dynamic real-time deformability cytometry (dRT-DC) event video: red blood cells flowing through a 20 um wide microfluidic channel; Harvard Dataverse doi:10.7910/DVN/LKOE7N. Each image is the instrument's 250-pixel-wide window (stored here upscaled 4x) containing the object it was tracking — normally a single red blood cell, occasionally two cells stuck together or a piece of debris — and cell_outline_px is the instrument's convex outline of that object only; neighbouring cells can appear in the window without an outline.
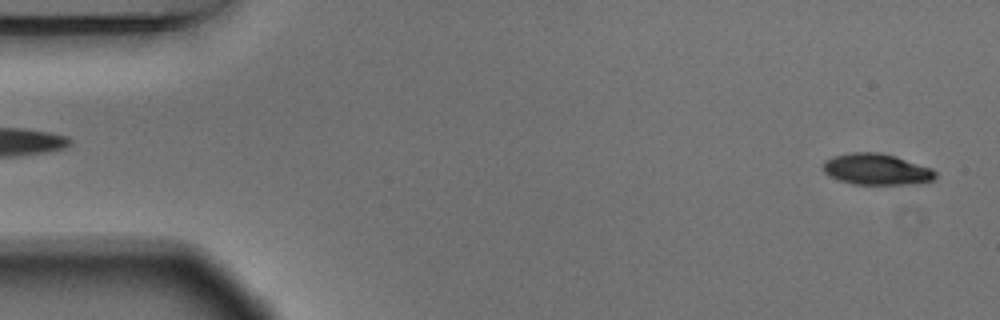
{"species": "Egyptian fruit bat (a non-hibernating species)", "species_latin": "Rousettus aegyptiacus", "temperature_condition": "warm", "stored_images_in_passage": 54, "camera_frame_rate_fps": 3000, "um_per_image_px": 0.085, "animal": {"sex": "male"}, "frame": {"image": 1, "passage_image": 2, "time_ms": 0.333, "image_size_px": [1000, 320], "cell_outline_px": [[936, 176], [932, 180], [908, 184], [852, 184], [828, 176], [824, 172], [824, 160], [832, 156], [848, 152], [880, 152], [896, 156], [932, 168], [936, 172]], "centroid_in_image_um": [74.47, 14.37], "position_along_channel_um": 10.5, "area_um2": 20.46}}
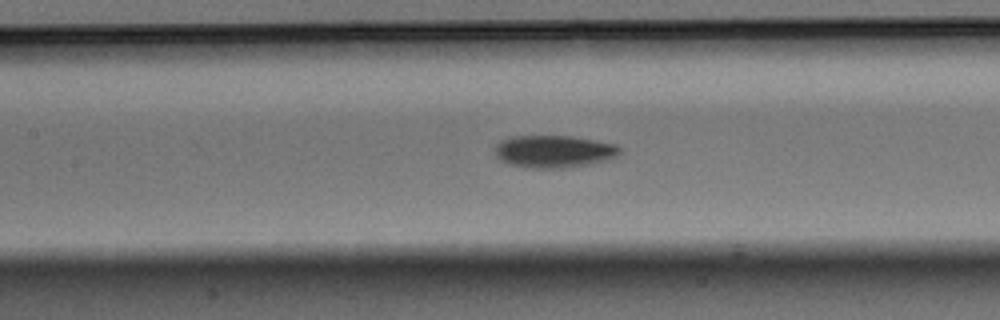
{"frame": {"image": 2, "passage_image": 24, "time_ms": 7.667, "image_size_px": [1000, 320], "cell_outline_px": [[620, 152], [616, 156], [592, 164], [564, 168], [528, 168], [508, 164], [500, 160], [496, 156], [496, 144], [500, 140], [512, 136], [572, 136], [616, 144], [620, 148]], "centroid_in_image_um": [47.05, 12.87], "position_along_channel_um": 160.3, "area_um2": 23.64}}
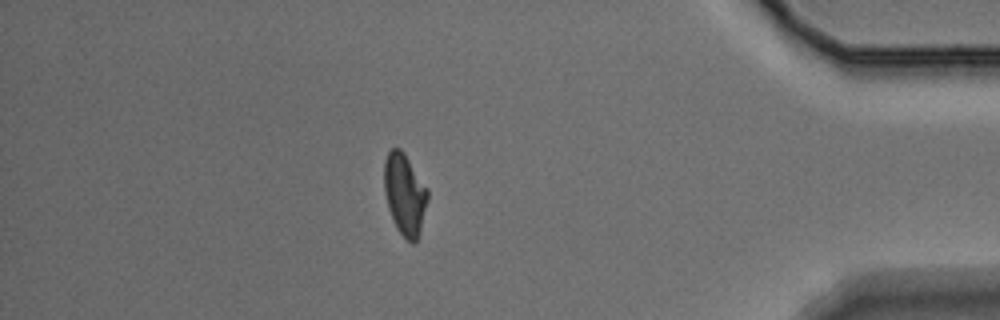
{"frame": {"image": 3, "passage_image": 47, "time_ms": 15.333, "image_size_px": [1000, 320], "cell_outline_px": [[428, 200], [420, 232], [416, 244], [412, 244], [396, 228], [388, 208], [384, 192], [384, 160], [388, 152], [392, 148], [400, 148], [404, 152], [428, 188]], "centroid_in_image_um": [34.41, 16.51], "position_along_channel_um": 400.8, "area_um2": 20.87}, "authors_computed_cell_mechanics": {"area_um2": 21.5305, "velocity_mm_per_s": 3.6817, "shape_relaxation_time_tau1_ms": 3.2756, "shape_relaxation_time_tau2_ms": 9.9423, "deformation_change_tau1": 0.1484, "deformation_change_tau2": 0.1299}}